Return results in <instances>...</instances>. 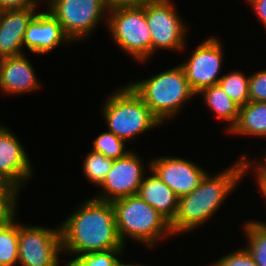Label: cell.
Segmentation results:
<instances>
[{"mask_svg": "<svg viewBox=\"0 0 266 266\" xmlns=\"http://www.w3.org/2000/svg\"><path fill=\"white\" fill-rule=\"evenodd\" d=\"M223 60L222 45L219 39L209 37L203 41L180 66L191 89L198 93L205 87L216 85Z\"/></svg>", "mask_w": 266, "mask_h": 266, "instance_id": "obj_10", "label": "cell"}, {"mask_svg": "<svg viewBox=\"0 0 266 266\" xmlns=\"http://www.w3.org/2000/svg\"><path fill=\"white\" fill-rule=\"evenodd\" d=\"M257 184L259 187V191L262 193L264 198H266V175H256ZM266 202V201H265Z\"/></svg>", "mask_w": 266, "mask_h": 266, "instance_id": "obj_33", "label": "cell"}, {"mask_svg": "<svg viewBox=\"0 0 266 266\" xmlns=\"http://www.w3.org/2000/svg\"><path fill=\"white\" fill-rule=\"evenodd\" d=\"M62 253H85L124 249L111 202L89 198L60 224Z\"/></svg>", "mask_w": 266, "mask_h": 266, "instance_id": "obj_1", "label": "cell"}, {"mask_svg": "<svg viewBox=\"0 0 266 266\" xmlns=\"http://www.w3.org/2000/svg\"><path fill=\"white\" fill-rule=\"evenodd\" d=\"M36 0H0V8L3 11L23 10L36 8Z\"/></svg>", "mask_w": 266, "mask_h": 266, "instance_id": "obj_29", "label": "cell"}, {"mask_svg": "<svg viewBox=\"0 0 266 266\" xmlns=\"http://www.w3.org/2000/svg\"><path fill=\"white\" fill-rule=\"evenodd\" d=\"M244 226L248 240L247 251L258 266H266V223L251 220Z\"/></svg>", "mask_w": 266, "mask_h": 266, "instance_id": "obj_20", "label": "cell"}, {"mask_svg": "<svg viewBox=\"0 0 266 266\" xmlns=\"http://www.w3.org/2000/svg\"><path fill=\"white\" fill-rule=\"evenodd\" d=\"M228 133L266 137V102L249 101L240 106L237 122Z\"/></svg>", "mask_w": 266, "mask_h": 266, "instance_id": "obj_18", "label": "cell"}, {"mask_svg": "<svg viewBox=\"0 0 266 266\" xmlns=\"http://www.w3.org/2000/svg\"><path fill=\"white\" fill-rule=\"evenodd\" d=\"M106 21L113 41L137 61L151 58V33L145 15V6L109 9ZM149 57V58H148Z\"/></svg>", "mask_w": 266, "mask_h": 266, "instance_id": "obj_6", "label": "cell"}, {"mask_svg": "<svg viewBox=\"0 0 266 266\" xmlns=\"http://www.w3.org/2000/svg\"><path fill=\"white\" fill-rule=\"evenodd\" d=\"M198 94L204 96L206 105L216 113V117L229 123L227 131H230L237 122L240 106L218 84L205 87Z\"/></svg>", "mask_w": 266, "mask_h": 266, "instance_id": "obj_19", "label": "cell"}, {"mask_svg": "<svg viewBox=\"0 0 266 266\" xmlns=\"http://www.w3.org/2000/svg\"><path fill=\"white\" fill-rule=\"evenodd\" d=\"M210 266H258L247 249H238V251L222 256Z\"/></svg>", "mask_w": 266, "mask_h": 266, "instance_id": "obj_27", "label": "cell"}, {"mask_svg": "<svg viewBox=\"0 0 266 266\" xmlns=\"http://www.w3.org/2000/svg\"><path fill=\"white\" fill-rule=\"evenodd\" d=\"M2 12H3V10L0 8V18H1Z\"/></svg>", "mask_w": 266, "mask_h": 266, "instance_id": "obj_35", "label": "cell"}, {"mask_svg": "<svg viewBox=\"0 0 266 266\" xmlns=\"http://www.w3.org/2000/svg\"><path fill=\"white\" fill-rule=\"evenodd\" d=\"M37 8L3 11L0 18V59L23 54V37Z\"/></svg>", "mask_w": 266, "mask_h": 266, "instance_id": "obj_15", "label": "cell"}, {"mask_svg": "<svg viewBox=\"0 0 266 266\" xmlns=\"http://www.w3.org/2000/svg\"><path fill=\"white\" fill-rule=\"evenodd\" d=\"M153 0H106L108 9L118 7L145 6Z\"/></svg>", "mask_w": 266, "mask_h": 266, "instance_id": "obj_30", "label": "cell"}, {"mask_svg": "<svg viewBox=\"0 0 266 266\" xmlns=\"http://www.w3.org/2000/svg\"><path fill=\"white\" fill-rule=\"evenodd\" d=\"M130 86L162 124L176 116L186 100L197 95L180 65Z\"/></svg>", "mask_w": 266, "mask_h": 266, "instance_id": "obj_4", "label": "cell"}, {"mask_svg": "<svg viewBox=\"0 0 266 266\" xmlns=\"http://www.w3.org/2000/svg\"><path fill=\"white\" fill-rule=\"evenodd\" d=\"M249 80L250 76L234 71L221 76L217 84L235 103L243 106L249 102Z\"/></svg>", "mask_w": 266, "mask_h": 266, "instance_id": "obj_22", "label": "cell"}, {"mask_svg": "<svg viewBox=\"0 0 266 266\" xmlns=\"http://www.w3.org/2000/svg\"><path fill=\"white\" fill-rule=\"evenodd\" d=\"M137 195L153 207L170 223L174 220L179 197L153 172L143 178Z\"/></svg>", "mask_w": 266, "mask_h": 266, "instance_id": "obj_17", "label": "cell"}, {"mask_svg": "<svg viewBox=\"0 0 266 266\" xmlns=\"http://www.w3.org/2000/svg\"><path fill=\"white\" fill-rule=\"evenodd\" d=\"M19 141L8 127L0 125V179L20 189L32 176L33 169Z\"/></svg>", "mask_w": 266, "mask_h": 266, "instance_id": "obj_13", "label": "cell"}, {"mask_svg": "<svg viewBox=\"0 0 266 266\" xmlns=\"http://www.w3.org/2000/svg\"><path fill=\"white\" fill-rule=\"evenodd\" d=\"M141 160L131 150L125 156L114 159L111 170L100 185L104 193L93 198L112 202L119 198L137 195L141 182L146 176L143 175L145 167Z\"/></svg>", "mask_w": 266, "mask_h": 266, "instance_id": "obj_11", "label": "cell"}, {"mask_svg": "<svg viewBox=\"0 0 266 266\" xmlns=\"http://www.w3.org/2000/svg\"><path fill=\"white\" fill-rule=\"evenodd\" d=\"M19 188L0 179V224L9 222L15 217V206Z\"/></svg>", "mask_w": 266, "mask_h": 266, "instance_id": "obj_26", "label": "cell"}, {"mask_svg": "<svg viewBox=\"0 0 266 266\" xmlns=\"http://www.w3.org/2000/svg\"><path fill=\"white\" fill-rule=\"evenodd\" d=\"M149 165V171L156 174L179 198L190 194L208 173L196 163L178 157H157Z\"/></svg>", "mask_w": 266, "mask_h": 266, "instance_id": "obj_12", "label": "cell"}, {"mask_svg": "<svg viewBox=\"0 0 266 266\" xmlns=\"http://www.w3.org/2000/svg\"><path fill=\"white\" fill-rule=\"evenodd\" d=\"M60 227L22 226L18 223V263L22 266H59Z\"/></svg>", "mask_w": 266, "mask_h": 266, "instance_id": "obj_8", "label": "cell"}, {"mask_svg": "<svg viewBox=\"0 0 266 266\" xmlns=\"http://www.w3.org/2000/svg\"><path fill=\"white\" fill-rule=\"evenodd\" d=\"M239 159L214 177L206 174L190 194L179 198L177 214L170 223L174 235L193 230L214 215L246 174L244 159Z\"/></svg>", "mask_w": 266, "mask_h": 266, "instance_id": "obj_2", "label": "cell"}, {"mask_svg": "<svg viewBox=\"0 0 266 266\" xmlns=\"http://www.w3.org/2000/svg\"><path fill=\"white\" fill-rule=\"evenodd\" d=\"M119 238L125 246V237L153 248L161 238L174 235L170 222L138 195L111 202Z\"/></svg>", "mask_w": 266, "mask_h": 266, "instance_id": "obj_3", "label": "cell"}, {"mask_svg": "<svg viewBox=\"0 0 266 266\" xmlns=\"http://www.w3.org/2000/svg\"><path fill=\"white\" fill-rule=\"evenodd\" d=\"M249 101L266 102V70L250 75Z\"/></svg>", "mask_w": 266, "mask_h": 266, "instance_id": "obj_28", "label": "cell"}, {"mask_svg": "<svg viewBox=\"0 0 266 266\" xmlns=\"http://www.w3.org/2000/svg\"><path fill=\"white\" fill-rule=\"evenodd\" d=\"M121 266H143V265H139V264H124V263H122Z\"/></svg>", "mask_w": 266, "mask_h": 266, "instance_id": "obj_34", "label": "cell"}, {"mask_svg": "<svg viewBox=\"0 0 266 266\" xmlns=\"http://www.w3.org/2000/svg\"><path fill=\"white\" fill-rule=\"evenodd\" d=\"M48 5V11L71 41L91 34L109 10L106 0H48Z\"/></svg>", "mask_w": 266, "mask_h": 266, "instance_id": "obj_7", "label": "cell"}, {"mask_svg": "<svg viewBox=\"0 0 266 266\" xmlns=\"http://www.w3.org/2000/svg\"><path fill=\"white\" fill-rule=\"evenodd\" d=\"M241 158L244 159L245 172L250 170L251 167H253V168L256 167V169H255L256 173L255 174H257V175H266V155H265V157L263 159V162L262 161L259 162V161H256V160H254L252 162L248 161V159H246L247 157H246L245 154H242ZM254 165H256V166H254Z\"/></svg>", "mask_w": 266, "mask_h": 266, "instance_id": "obj_32", "label": "cell"}, {"mask_svg": "<svg viewBox=\"0 0 266 266\" xmlns=\"http://www.w3.org/2000/svg\"><path fill=\"white\" fill-rule=\"evenodd\" d=\"M247 2L250 4L257 14L258 19L266 28V0H247Z\"/></svg>", "mask_w": 266, "mask_h": 266, "instance_id": "obj_31", "label": "cell"}, {"mask_svg": "<svg viewBox=\"0 0 266 266\" xmlns=\"http://www.w3.org/2000/svg\"><path fill=\"white\" fill-rule=\"evenodd\" d=\"M125 143L124 140L108 130L94 139L92 150L114 160L125 156L129 152L125 149Z\"/></svg>", "mask_w": 266, "mask_h": 266, "instance_id": "obj_25", "label": "cell"}, {"mask_svg": "<svg viewBox=\"0 0 266 266\" xmlns=\"http://www.w3.org/2000/svg\"><path fill=\"white\" fill-rule=\"evenodd\" d=\"M145 15L151 33L152 55L155 50H183L186 25L170 0H153L145 5Z\"/></svg>", "mask_w": 266, "mask_h": 266, "instance_id": "obj_9", "label": "cell"}, {"mask_svg": "<svg viewBox=\"0 0 266 266\" xmlns=\"http://www.w3.org/2000/svg\"><path fill=\"white\" fill-rule=\"evenodd\" d=\"M35 71L24 54L0 59V89L6 94H22L40 88Z\"/></svg>", "mask_w": 266, "mask_h": 266, "instance_id": "obj_16", "label": "cell"}, {"mask_svg": "<svg viewBox=\"0 0 266 266\" xmlns=\"http://www.w3.org/2000/svg\"><path fill=\"white\" fill-rule=\"evenodd\" d=\"M13 220L0 224V266L18 262V223Z\"/></svg>", "mask_w": 266, "mask_h": 266, "instance_id": "obj_21", "label": "cell"}, {"mask_svg": "<svg viewBox=\"0 0 266 266\" xmlns=\"http://www.w3.org/2000/svg\"><path fill=\"white\" fill-rule=\"evenodd\" d=\"M113 161V159L91 150L85 157L83 163L86 178L92 183L100 186L105 180L107 173L111 170Z\"/></svg>", "mask_w": 266, "mask_h": 266, "instance_id": "obj_23", "label": "cell"}, {"mask_svg": "<svg viewBox=\"0 0 266 266\" xmlns=\"http://www.w3.org/2000/svg\"><path fill=\"white\" fill-rule=\"evenodd\" d=\"M64 42L70 43L71 40L49 11L36 13L27 25L23 37V46L36 54L51 52Z\"/></svg>", "mask_w": 266, "mask_h": 266, "instance_id": "obj_14", "label": "cell"}, {"mask_svg": "<svg viewBox=\"0 0 266 266\" xmlns=\"http://www.w3.org/2000/svg\"><path fill=\"white\" fill-rule=\"evenodd\" d=\"M121 89L107 98L101 110L109 131L128 142L162 124L130 85Z\"/></svg>", "mask_w": 266, "mask_h": 266, "instance_id": "obj_5", "label": "cell"}, {"mask_svg": "<svg viewBox=\"0 0 266 266\" xmlns=\"http://www.w3.org/2000/svg\"><path fill=\"white\" fill-rule=\"evenodd\" d=\"M124 249H110L106 251L85 253L74 257L66 263V266H121L122 262L117 258Z\"/></svg>", "mask_w": 266, "mask_h": 266, "instance_id": "obj_24", "label": "cell"}]
</instances>
